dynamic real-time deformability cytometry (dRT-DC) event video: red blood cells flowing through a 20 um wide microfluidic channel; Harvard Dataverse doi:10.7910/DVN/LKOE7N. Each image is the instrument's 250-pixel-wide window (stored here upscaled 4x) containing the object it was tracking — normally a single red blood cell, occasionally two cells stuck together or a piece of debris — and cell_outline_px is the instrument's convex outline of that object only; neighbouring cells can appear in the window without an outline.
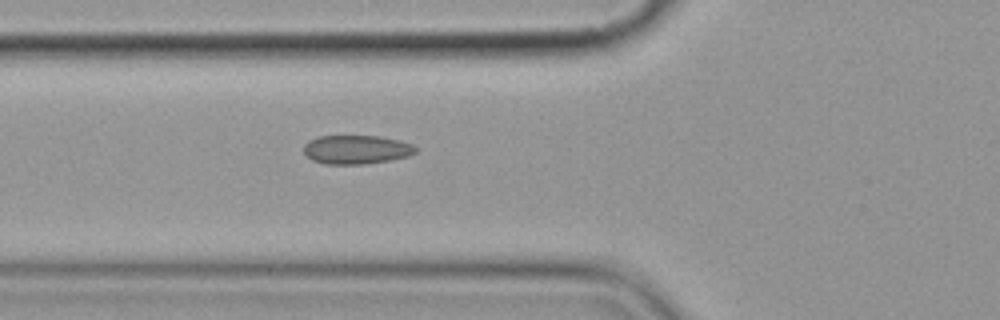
{"species": "common noctule bat (a hibernating species)", "species_latin": "Nyctalus noctula", "temperature_condition": "cold", "stored_images_in_passage": 2, "camera_frame_rate_fps": 3000, "um_per_image_px": 0.085, "animal": {"sex": "female", "body_mass_g": 19.9}, "frame": {"image": 1, "passage_image": 2, "time_ms": 1.0, "image_size_px": [1000, 320], "cell_outline_px": [[416, 152], [408, 156], [388, 160], [360, 164], [324, 164], [312, 160], [304, 152], [304, 144], [308, 140], [316, 136], [380, 136], [400, 140], [412, 144], [416, 148]], "centroid_in_image_um": [30.26, 12.7], "position_along_channel_um": 95.5, "area_um2": 18.79}}